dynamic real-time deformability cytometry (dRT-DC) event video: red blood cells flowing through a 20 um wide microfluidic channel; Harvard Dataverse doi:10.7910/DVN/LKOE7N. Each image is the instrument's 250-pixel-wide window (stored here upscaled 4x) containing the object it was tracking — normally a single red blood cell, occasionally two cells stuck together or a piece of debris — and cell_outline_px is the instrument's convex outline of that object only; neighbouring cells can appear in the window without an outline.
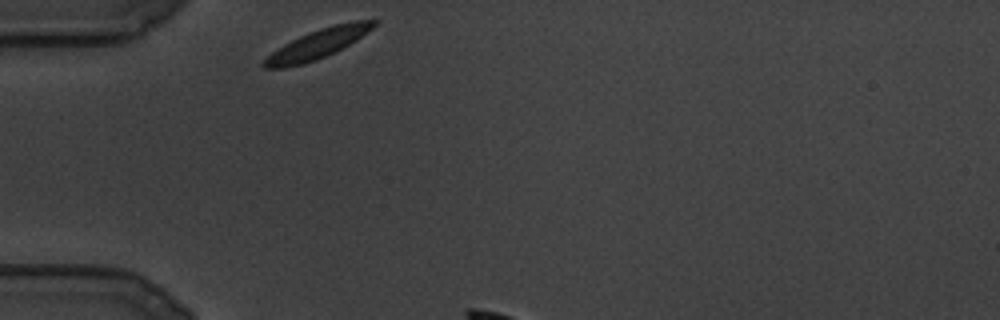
{"species": "common noctule bat (a hibernating species)", "species_latin": "Nyctalus noctula", "temperature_condition": "cold", "stored_images_in_passage": 11, "camera_frame_rate_fps": 3000, "um_per_image_px": 0.085, "animal": {"sex": "male", "body_mass_g": 19.5, "forearm_length_mm": 54.6}, "frame": {"image": 1, "passage_image": 1, "time_ms": 0.0, "image_size_px": [1000, 320], "cell_outline_px": [[380, 20], [372, 28], [356, 40], [344, 48], [336, 52], [316, 60], [304, 64], [284, 68], [264, 68], [260, 64], [272, 52], [284, 44], [308, 32], [332, 24], [356, 20]], "centroid_in_image_um": [27.01, 3.74], "position_along_channel_um": 58.0, "area_um2": 18.84}}